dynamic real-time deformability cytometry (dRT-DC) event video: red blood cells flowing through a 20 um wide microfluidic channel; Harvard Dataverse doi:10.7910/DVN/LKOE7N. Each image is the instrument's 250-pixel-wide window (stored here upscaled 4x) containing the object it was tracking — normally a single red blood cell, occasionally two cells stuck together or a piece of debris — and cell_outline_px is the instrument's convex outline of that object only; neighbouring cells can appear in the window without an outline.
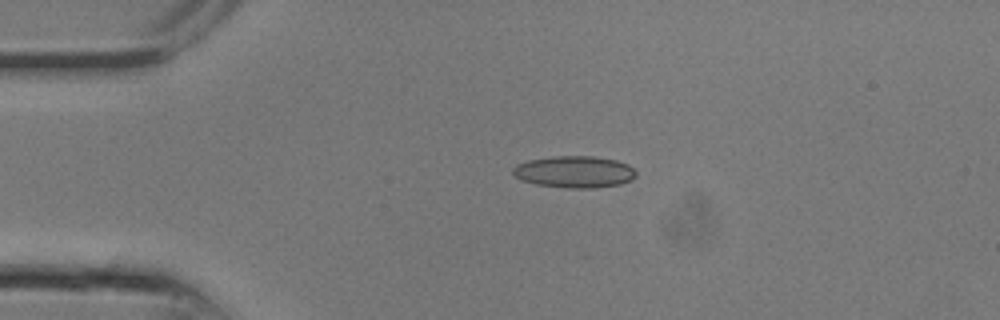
{"species": "common noctule bat (a hibernating species)", "species_latin": "Nyctalus noctula", "temperature_condition": "room temperature", "stored_images_in_passage": 3, "camera_frame_rate_fps": 3000, "um_per_image_px": 0.085, "animal": {"sex": "male", "body_mass_g": 13.3}, "frame": {"image": 1, "passage_image": 1, "time_ms": 0.0, "image_size_px": [1000, 320], "cell_outline_px": [[636, 176], [632, 180], [620, 184], [596, 188], [568, 188], [536, 184], [520, 180], [512, 172], [512, 168], [516, 164], [528, 160], [552, 156], [596, 156], [616, 160], [628, 164], [636, 172]], "centroid_in_image_um": [48.83, 14.6], "position_along_channel_um": 36.2, "area_um2": 23.0}}